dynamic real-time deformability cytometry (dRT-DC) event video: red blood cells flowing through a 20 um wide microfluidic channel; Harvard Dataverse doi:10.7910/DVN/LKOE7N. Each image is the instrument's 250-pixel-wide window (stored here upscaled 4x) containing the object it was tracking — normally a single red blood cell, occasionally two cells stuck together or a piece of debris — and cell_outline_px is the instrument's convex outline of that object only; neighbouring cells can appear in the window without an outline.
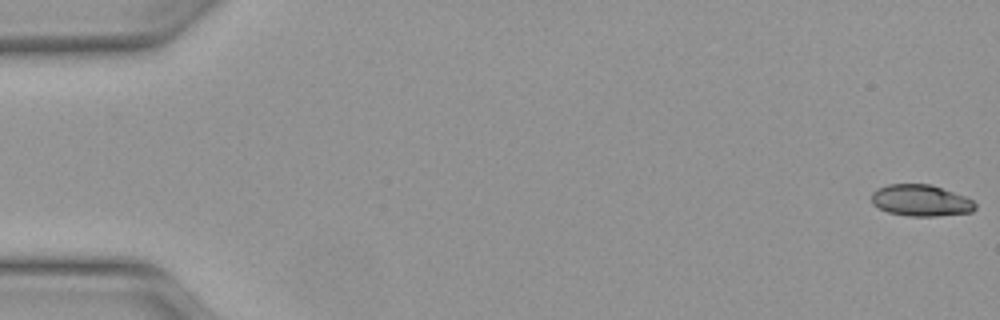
{"species": "Egyptian fruit bat (a non-hibernating species)", "species_latin": "Rousettus aegyptiacus", "temperature_condition": "warm", "stored_images_in_passage": 3, "camera_frame_rate_fps": 3000, "um_per_image_px": 0.085, "animal": {"sex": "female"}, "frame": {"image": 1, "passage_image": 1, "time_ms": 0.0, "image_size_px": [1000, 320], "cell_outline_px": [[976, 208], [972, 212], [936, 216], [908, 216], [888, 212], [872, 204], [872, 192], [876, 188], [888, 184], [932, 184], [964, 196], [972, 200], [976, 204]], "centroid_in_image_um": [78.26, 17.03], "position_along_channel_um": 6.7, "area_um2": 19.07}}